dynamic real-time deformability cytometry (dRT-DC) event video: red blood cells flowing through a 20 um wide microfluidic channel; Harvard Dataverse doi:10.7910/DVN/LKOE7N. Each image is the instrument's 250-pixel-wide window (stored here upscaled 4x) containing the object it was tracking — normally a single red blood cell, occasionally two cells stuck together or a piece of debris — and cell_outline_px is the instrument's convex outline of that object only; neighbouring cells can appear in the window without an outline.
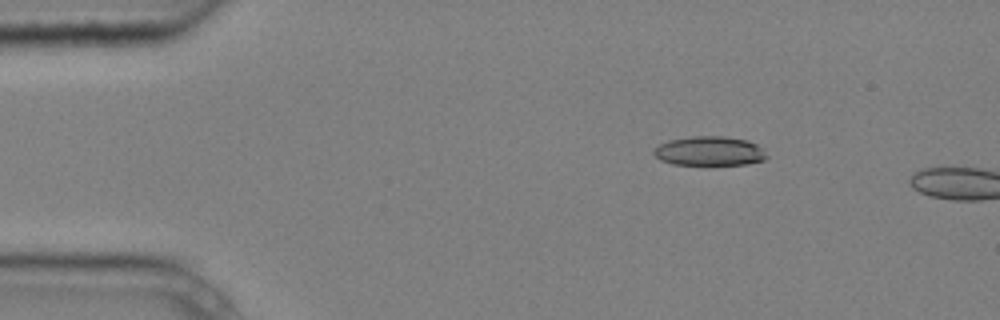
{"species": "common noctule bat (a hibernating species)", "species_latin": "Nyctalus noctula", "temperature_condition": "cold", "stored_images_in_passage": 4, "camera_frame_rate_fps": 3000, "um_per_image_px": 0.085, "animal": {"sex": "male", "body_mass_g": 20.4}, "frame": {"image": 1, "passage_image": 3, "time_ms": 0.667, "image_size_px": [1000, 320], "cell_outline_px": [[768, 156], [764, 160], [748, 164], [708, 168], [672, 164], [660, 160], [652, 152], [660, 144], [668, 140], [692, 136], [724, 136], [748, 140], [764, 148]], "centroid_in_image_um": [60.34, 12.9], "position_along_channel_um": 24.7, "area_um2": 20.4}}